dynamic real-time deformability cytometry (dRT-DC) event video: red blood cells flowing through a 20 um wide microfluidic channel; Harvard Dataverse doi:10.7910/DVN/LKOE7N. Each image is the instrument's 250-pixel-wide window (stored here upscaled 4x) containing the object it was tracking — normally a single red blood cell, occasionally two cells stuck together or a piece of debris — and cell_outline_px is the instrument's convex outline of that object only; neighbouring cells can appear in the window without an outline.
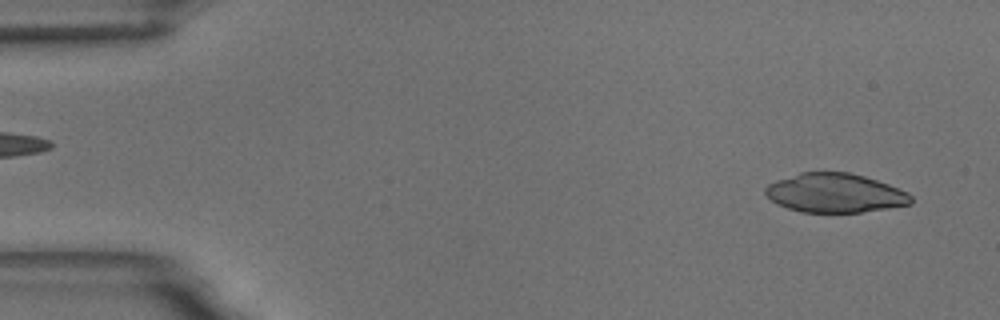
{"species": "common noctule bat (a hibernating species)", "species_latin": "Nyctalus noctula", "temperature_condition": "room temperature", "stored_images_in_passage": 54, "camera_frame_rate_fps": 3000, "um_per_image_px": 0.085, "animal": {"sex": "male", "body_mass_g": 18.8}, "frame": {"image": 1, "passage_image": 3, "time_ms": 0.667, "image_size_px": [1000, 320], "cell_outline_px": [[912, 204], [888, 208], [860, 212], [804, 212], [788, 208], [776, 204], [764, 192], [764, 188], [768, 184], [776, 180], [800, 172], [848, 172], [864, 176], [888, 184], [908, 192], [912, 196]], "centroid_in_image_um": [70.97, 16.4], "position_along_channel_um": 14.0, "area_um2": 33.12}}